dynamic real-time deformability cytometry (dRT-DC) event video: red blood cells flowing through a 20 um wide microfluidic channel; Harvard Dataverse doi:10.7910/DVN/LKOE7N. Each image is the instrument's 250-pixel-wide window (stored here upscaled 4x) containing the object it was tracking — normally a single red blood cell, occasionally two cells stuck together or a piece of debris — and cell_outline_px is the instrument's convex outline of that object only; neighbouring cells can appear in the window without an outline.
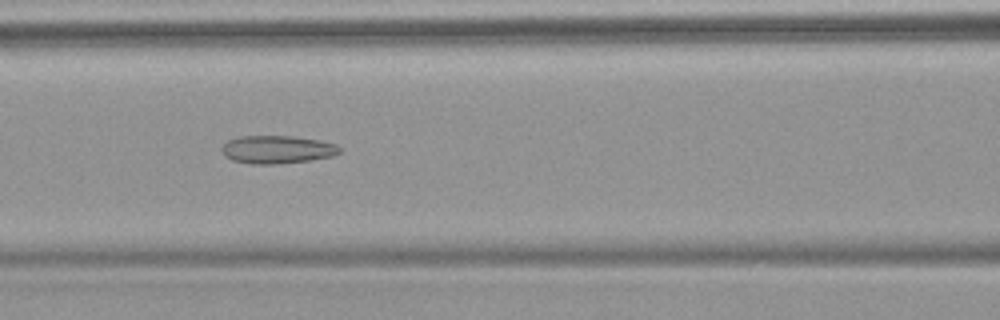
{"species": "common noctule bat (a hibernating species)", "species_latin": "Nyctalus noctula", "temperature_condition": "warm", "stored_images_in_passage": 8, "camera_frame_rate_fps": 3000, "um_per_image_px": 0.085, "animal": {"sex": "female", "body_mass_g": 18.4}, "frame": {"image": 1, "passage_image": 7, "time_ms": 7.667, "image_size_px": [1000, 320], "cell_outline_px": [[340, 152], [332, 156], [312, 160], [276, 164], [252, 164], [232, 160], [224, 156], [220, 148], [228, 140], [240, 136], [292, 136], [320, 140], [336, 144], [340, 148]], "centroid_in_image_um": [23.54, 12.71], "position_along_channel_um": 143.1, "area_um2": 19.31}}
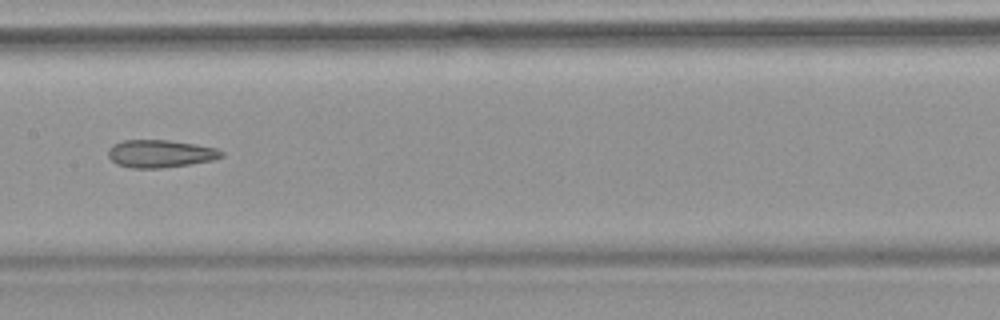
{"frame": {"image": 2, "passage_image": 8, "time_ms": 9.0, "image_size_px": [1000, 320], "cell_outline_px": [[224, 156], [212, 160], [188, 164], [160, 168], [132, 168], [116, 164], [108, 156], [108, 148], [112, 144], [124, 140], [168, 140], [196, 144], [216, 148], [224, 152]], "centroid_in_image_um": [13.6, 13.05], "position_along_channel_um": 193.8, "area_um2": 18.26}}